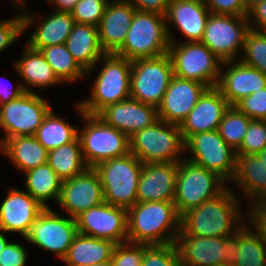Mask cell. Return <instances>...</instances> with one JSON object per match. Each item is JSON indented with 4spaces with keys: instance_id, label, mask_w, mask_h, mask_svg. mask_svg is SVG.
Masks as SVG:
<instances>
[{
    "instance_id": "6da1fadb",
    "label": "cell",
    "mask_w": 266,
    "mask_h": 266,
    "mask_svg": "<svg viewBox=\"0 0 266 266\" xmlns=\"http://www.w3.org/2000/svg\"><path fill=\"white\" fill-rule=\"evenodd\" d=\"M180 220L174 201L137 202L127 209V241L147 245L175 243Z\"/></svg>"
},
{
    "instance_id": "7a4b0ae2",
    "label": "cell",
    "mask_w": 266,
    "mask_h": 266,
    "mask_svg": "<svg viewBox=\"0 0 266 266\" xmlns=\"http://www.w3.org/2000/svg\"><path fill=\"white\" fill-rule=\"evenodd\" d=\"M236 197L227 187L216 198L188 210L181 215L179 234L201 237L232 235L242 227L239 222L243 218Z\"/></svg>"
},
{
    "instance_id": "3957f363",
    "label": "cell",
    "mask_w": 266,
    "mask_h": 266,
    "mask_svg": "<svg viewBox=\"0 0 266 266\" xmlns=\"http://www.w3.org/2000/svg\"><path fill=\"white\" fill-rule=\"evenodd\" d=\"M104 65L93 82L91 97L79 102L85 114L97 115L105 107L130 98L132 61L106 53Z\"/></svg>"
},
{
    "instance_id": "277c9868",
    "label": "cell",
    "mask_w": 266,
    "mask_h": 266,
    "mask_svg": "<svg viewBox=\"0 0 266 266\" xmlns=\"http://www.w3.org/2000/svg\"><path fill=\"white\" fill-rule=\"evenodd\" d=\"M169 44L165 16L136 10L123 45L114 54L131 61L153 58L167 54Z\"/></svg>"
},
{
    "instance_id": "5b68a950",
    "label": "cell",
    "mask_w": 266,
    "mask_h": 266,
    "mask_svg": "<svg viewBox=\"0 0 266 266\" xmlns=\"http://www.w3.org/2000/svg\"><path fill=\"white\" fill-rule=\"evenodd\" d=\"M130 153L143 164L180 162L185 141L178 124L158 120L129 138Z\"/></svg>"
},
{
    "instance_id": "8992f818",
    "label": "cell",
    "mask_w": 266,
    "mask_h": 266,
    "mask_svg": "<svg viewBox=\"0 0 266 266\" xmlns=\"http://www.w3.org/2000/svg\"><path fill=\"white\" fill-rule=\"evenodd\" d=\"M143 163L132 153L98 164L104 201L114 206L130 208L137 203V187Z\"/></svg>"
},
{
    "instance_id": "52a82bcc",
    "label": "cell",
    "mask_w": 266,
    "mask_h": 266,
    "mask_svg": "<svg viewBox=\"0 0 266 266\" xmlns=\"http://www.w3.org/2000/svg\"><path fill=\"white\" fill-rule=\"evenodd\" d=\"M76 107L86 122L84 128L78 129V138L83 159L89 168L130 152L129 138L123 132L107 125L97 115L85 114L79 103Z\"/></svg>"
},
{
    "instance_id": "ba28073f",
    "label": "cell",
    "mask_w": 266,
    "mask_h": 266,
    "mask_svg": "<svg viewBox=\"0 0 266 266\" xmlns=\"http://www.w3.org/2000/svg\"><path fill=\"white\" fill-rule=\"evenodd\" d=\"M227 183L217 173L188 160L179 162L174 204L181 216L188 210L216 198Z\"/></svg>"
},
{
    "instance_id": "9c48e42d",
    "label": "cell",
    "mask_w": 266,
    "mask_h": 266,
    "mask_svg": "<svg viewBox=\"0 0 266 266\" xmlns=\"http://www.w3.org/2000/svg\"><path fill=\"white\" fill-rule=\"evenodd\" d=\"M168 53L174 76L198 81L208 88L217 86L222 61L206 45L196 41L170 42Z\"/></svg>"
},
{
    "instance_id": "30bf717a",
    "label": "cell",
    "mask_w": 266,
    "mask_h": 266,
    "mask_svg": "<svg viewBox=\"0 0 266 266\" xmlns=\"http://www.w3.org/2000/svg\"><path fill=\"white\" fill-rule=\"evenodd\" d=\"M173 76V64L169 53L133 60L130 98L158 108Z\"/></svg>"
},
{
    "instance_id": "8fae6325",
    "label": "cell",
    "mask_w": 266,
    "mask_h": 266,
    "mask_svg": "<svg viewBox=\"0 0 266 266\" xmlns=\"http://www.w3.org/2000/svg\"><path fill=\"white\" fill-rule=\"evenodd\" d=\"M49 104L39 93L24 92L17 99L0 105V126L5 133L0 145L9 138L34 136L52 109Z\"/></svg>"
},
{
    "instance_id": "7c38bea8",
    "label": "cell",
    "mask_w": 266,
    "mask_h": 266,
    "mask_svg": "<svg viewBox=\"0 0 266 266\" xmlns=\"http://www.w3.org/2000/svg\"><path fill=\"white\" fill-rule=\"evenodd\" d=\"M192 157L188 161L217 173L225 181H231L236 172L237 154L218 130L192 135L185 142V151Z\"/></svg>"
},
{
    "instance_id": "4fadbf2b",
    "label": "cell",
    "mask_w": 266,
    "mask_h": 266,
    "mask_svg": "<svg viewBox=\"0 0 266 266\" xmlns=\"http://www.w3.org/2000/svg\"><path fill=\"white\" fill-rule=\"evenodd\" d=\"M249 29L247 16L210 13L200 42L222 62L233 61L239 51H243L244 38Z\"/></svg>"
},
{
    "instance_id": "5bb4252c",
    "label": "cell",
    "mask_w": 266,
    "mask_h": 266,
    "mask_svg": "<svg viewBox=\"0 0 266 266\" xmlns=\"http://www.w3.org/2000/svg\"><path fill=\"white\" fill-rule=\"evenodd\" d=\"M77 234L76 219L61 217L49 207L31 224L25 239L43 250L54 253L62 261Z\"/></svg>"
},
{
    "instance_id": "9a60e30c",
    "label": "cell",
    "mask_w": 266,
    "mask_h": 266,
    "mask_svg": "<svg viewBox=\"0 0 266 266\" xmlns=\"http://www.w3.org/2000/svg\"><path fill=\"white\" fill-rule=\"evenodd\" d=\"M78 233L112 242H127V209L105 201L76 218Z\"/></svg>"
},
{
    "instance_id": "2e32d148",
    "label": "cell",
    "mask_w": 266,
    "mask_h": 266,
    "mask_svg": "<svg viewBox=\"0 0 266 266\" xmlns=\"http://www.w3.org/2000/svg\"><path fill=\"white\" fill-rule=\"evenodd\" d=\"M104 202L100 177L94 168L62 181L58 204L69 217L76 219L86 210Z\"/></svg>"
},
{
    "instance_id": "e0dca14e",
    "label": "cell",
    "mask_w": 266,
    "mask_h": 266,
    "mask_svg": "<svg viewBox=\"0 0 266 266\" xmlns=\"http://www.w3.org/2000/svg\"><path fill=\"white\" fill-rule=\"evenodd\" d=\"M231 105L217 87H210L179 125L184 141L192 135L218 130L225 112Z\"/></svg>"
},
{
    "instance_id": "ac0fdd59",
    "label": "cell",
    "mask_w": 266,
    "mask_h": 266,
    "mask_svg": "<svg viewBox=\"0 0 266 266\" xmlns=\"http://www.w3.org/2000/svg\"><path fill=\"white\" fill-rule=\"evenodd\" d=\"M97 116L128 138L159 120L158 108L132 98L105 107Z\"/></svg>"
},
{
    "instance_id": "d6986e66",
    "label": "cell",
    "mask_w": 266,
    "mask_h": 266,
    "mask_svg": "<svg viewBox=\"0 0 266 266\" xmlns=\"http://www.w3.org/2000/svg\"><path fill=\"white\" fill-rule=\"evenodd\" d=\"M207 88L198 81L173 76L158 107L159 120L180 125Z\"/></svg>"
},
{
    "instance_id": "ffe728a7",
    "label": "cell",
    "mask_w": 266,
    "mask_h": 266,
    "mask_svg": "<svg viewBox=\"0 0 266 266\" xmlns=\"http://www.w3.org/2000/svg\"><path fill=\"white\" fill-rule=\"evenodd\" d=\"M44 209L27 191L10 188L0 205V230L3 233L18 232L25 238L31 224Z\"/></svg>"
},
{
    "instance_id": "44dd1931",
    "label": "cell",
    "mask_w": 266,
    "mask_h": 266,
    "mask_svg": "<svg viewBox=\"0 0 266 266\" xmlns=\"http://www.w3.org/2000/svg\"><path fill=\"white\" fill-rule=\"evenodd\" d=\"M179 162L143 164L137 202L174 201Z\"/></svg>"
},
{
    "instance_id": "7402d4cb",
    "label": "cell",
    "mask_w": 266,
    "mask_h": 266,
    "mask_svg": "<svg viewBox=\"0 0 266 266\" xmlns=\"http://www.w3.org/2000/svg\"><path fill=\"white\" fill-rule=\"evenodd\" d=\"M236 61L222 62L223 66L228 65L229 68L223 73V69L220 70V77L216 86L231 106H234L242 98L266 87V75L264 73L240 60L236 59Z\"/></svg>"
},
{
    "instance_id": "603a6c76",
    "label": "cell",
    "mask_w": 266,
    "mask_h": 266,
    "mask_svg": "<svg viewBox=\"0 0 266 266\" xmlns=\"http://www.w3.org/2000/svg\"><path fill=\"white\" fill-rule=\"evenodd\" d=\"M210 13L203 0H169L165 20L170 42H174L169 30L171 23L187 42H200Z\"/></svg>"
},
{
    "instance_id": "cb8c5ba5",
    "label": "cell",
    "mask_w": 266,
    "mask_h": 266,
    "mask_svg": "<svg viewBox=\"0 0 266 266\" xmlns=\"http://www.w3.org/2000/svg\"><path fill=\"white\" fill-rule=\"evenodd\" d=\"M136 10L127 0L108 2L98 25L99 41L105 53H115L123 45Z\"/></svg>"
},
{
    "instance_id": "d4e9b609",
    "label": "cell",
    "mask_w": 266,
    "mask_h": 266,
    "mask_svg": "<svg viewBox=\"0 0 266 266\" xmlns=\"http://www.w3.org/2000/svg\"><path fill=\"white\" fill-rule=\"evenodd\" d=\"M182 266L223 264V237L178 234L175 242Z\"/></svg>"
},
{
    "instance_id": "484cf974",
    "label": "cell",
    "mask_w": 266,
    "mask_h": 266,
    "mask_svg": "<svg viewBox=\"0 0 266 266\" xmlns=\"http://www.w3.org/2000/svg\"><path fill=\"white\" fill-rule=\"evenodd\" d=\"M65 45L68 51L86 71L91 73L106 53L99 41L98 26L74 23Z\"/></svg>"
},
{
    "instance_id": "4316f807",
    "label": "cell",
    "mask_w": 266,
    "mask_h": 266,
    "mask_svg": "<svg viewBox=\"0 0 266 266\" xmlns=\"http://www.w3.org/2000/svg\"><path fill=\"white\" fill-rule=\"evenodd\" d=\"M116 243L78 233L62 259L67 266H91L111 261Z\"/></svg>"
},
{
    "instance_id": "83f0119b",
    "label": "cell",
    "mask_w": 266,
    "mask_h": 266,
    "mask_svg": "<svg viewBox=\"0 0 266 266\" xmlns=\"http://www.w3.org/2000/svg\"><path fill=\"white\" fill-rule=\"evenodd\" d=\"M24 48L26 49H24L21 58L14 65L20 77L25 81L21 84L25 92L35 93L28 85L45 88L61 83L40 51L34 50L28 45Z\"/></svg>"
},
{
    "instance_id": "f1b7e54d",
    "label": "cell",
    "mask_w": 266,
    "mask_h": 266,
    "mask_svg": "<svg viewBox=\"0 0 266 266\" xmlns=\"http://www.w3.org/2000/svg\"><path fill=\"white\" fill-rule=\"evenodd\" d=\"M232 180L251 202L266 199V164L258 154L237 155L236 172Z\"/></svg>"
},
{
    "instance_id": "f546056e",
    "label": "cell",
    "mask_w": 266,
    "mask_h": 266,
    "mask_svg": "<svg viewBox=\"0 0 266 266\" xmlns=\"http://www.w3.org/2000/svg\"><path fill=\"white\" fill-rule=\"evenodd\" d=\"M0 150L23 173L47 164L48 151L34 136H17L6 139Z\"/></svg>"
},
{
    "instance_id": "4dcf8cb0",
    "label": "cell",
    "mask_w": 266,
    "mask_h": 266,
    "mask_svg": "<svg viewBox=\"0 0 266 266\" xmlns=\"http://www.w3.org/2000/svg\"><path fill=\"white\" fill-rule=\"evenodd\" d=\"M74 23L71 12L54 10L37 24L39 26L31 34L27 45L40 51L47 46L65 44Z\"/></svg>"
},
{
    "instance_id": "1f68e13d",
    "label": "cell",
    "mask_w": 266,
    "mask_h": 266,
    "mask_svg": "<svg viewBox=\"0 0 266 266\" xmlns=\"http://www.w3.org/2000/svg\"><path fill=\"white\" fill-rule=\"evenodd\" d=\"M27 192L45 208L48 200L58 202L62 180L56 172L47 164L38 166L24 172Z\"/></svg>"
},
{
    "instance_id": "d6a6232c",
    "label": "cell",
    "mask_w": 266,
    "mask_h": 266,
    "mask_svg": "<svg viewBox=\"0 0 266 266\" xmlns=\"http://www.w3.org/2000/svg\"><path fill=\"white\" fill-rule=\"evenodd\" d=\"M47 163L62 181L71 179L88 168L78 136L72 142L49 151Z\"/></svg>"
},
{
    "instance_id": "836d02e7",
    "label": "cell",
    "mask_w": 266,
    "mask_h": 266,
    "mask_svg": "<svg viewBox=\"0 0 266 266\" xmlns=\"http://www.w3.org/2000/svg\"><path fill=\"white\" fill-rule=\"evenodd\" d=\"M77 136L78 127L72 126L60 116H56L52 109L34 135L48 152L72 142Z\"/></svg>"
},
{
    "instance_id": "e575fe53",
    "label": "cell",
    "mask_w": 266,
    "mask_h": 266,
    "mask_svg": "<svg viewBox=\"0 0 266 266\" xmlns=\"http://www.w3.org/2000/svg\"><path fill=\"white\" fill-rule=\"evenodd\" d=\"M40 52L61 82H75L86 75L65 44L47 46Z\"/></svg>"
},
{
    "instance_id": "d590c367",
    "label": "cell",
    "mask_w": 266,
    "mask_h": 266,
    "mask_svg": "<svg viewBox=\"0 0 266 266\" xmlns=\"http://www.w3.org/2000/svg\"><path fill=\"white\" fill-rule=\"evenodd\" d=\"M238 250L233 266H266V243L249 225L238 230Z\"/></svg>"
},
{
    "instance_id": "8d00e7d4",
    "label": "cell",
    "mask_w": 266,
    "mask_h": 266,
    "mask_svg": "<svg viewBox=\"0 0 266 266\" xmlns=\"http://www.w3.org/2000/svg\"><path fill=\"white\" fill-rule=\"evenodd\" d=\"M251 120L235 106H230L219 124L218 132L224 141L237 151L241 147Z\"/></svg>"
},
{
    "instance_id": "74e56055",
    "label": "cell",
    "mask_w": 266,
    "mask_h": 266,
    "mask_svg": "<svg viewBox=\"0 0 266 266\" xmlns=\"http://www.w3.org/2000/svg\"><path fill=\"white\" fill-rule=\"evenodd\" d=\"M243 52L240 61L266 75V32L250 28L244 38Z\"/></svg>"
},
{
    "instance_id": "f35d334b",
    "label": "cell",
    "mask_w": 266,
    "mask_h": 266,
    "mask_svg": "<svg viewBox=\"0 0 266 266\" xmlns=\"http://www.w3.org/2000/svg\"><path fill=\"white\" fill-rule=\"evenodd\" d=\"M141 266H182L176 244H144V256Z\"/></svg>"
},
{
    "instance_id": "ab89813d",
    "label": "cell",
    "mask_w": 266,
    "mask_h": 266,
    "mask_svg": "<svg viewBox=\"0 0 266 266\" xmlns=\"http://www.w3.org/2000/svg\"><path fill=\"white\" fill-rule=\"evenodd\" d=\"M34 20L32 14L19 12L13 19L0 21V53L14 43L28 27H31Z\"/></svg>"
},
{
    "instance_id": "60d3db41",
    "label": "cell",
    "mask_w": 266,
    "mask_h": 266,
    "mask_svg": "<svg viewBox=\"0 0 266 266\" xmlns=\"http://www.w3.org/2000/svg\"><path fill=\"white\" fill-rule=\"evenodd\" d=\"M266 148V120H251L237 155L258 154Z\"/></svg>"
},
{
    "instance_id": "b9f144b4",
    "label": "cell",
    "mask_w": 266,
    "mask_h": 266,
    "mask_svg": "<svg viewBox=\"0 0 266 266\" xmlns=\"http://www.w3.org/2000/svg\"><path fill=\"white\" fill-rule=\"evenodd\" d=\"M109 0H79L71 15L76 23L98 26Z\"/></svg>"
},
{
    "instance_id": "7bdbcfd3",
    "label": "cell",
    "mask_w": 266,
    "mask_h": 266,
    "mask_svg": "<svg viewBox=\"0 0 266 266\" xmlns=\"http://www.w3.org/2000/svg\"><path fill=\"white\" fill-rule=\"evenodd\" d=\"M144 244L124 242L115 246L111 262L113 266H141Z\"/></svg>"
},
{
    "instance_id": "ee69618b",
    "label": "cell",
    "mask_w": 266,
    "mask_h": 266,
    "mask_svg": "<svg viewBox=\"0 0 266 266\" xmlns=\"http://www.w3.org/2000/svg\"><path fill=\"white\" fill-rule=\"evenodd\" d=\"M234 106L253 120H266V87L242 98Z\"/></svg>"
},
{
    "instance_id": "f6af8a7d",
    "label": "cell",
    "mask_w": 266,
    "mask_h": 266,
    "mask_svg": "<svg viewBox=\"0 0 266 266\" xmlns=\"http://www.w3.org/2000/svg\"><path fill=\"white\" fill-rule=\"evenodd\" d=\"M211 13L233 16H248L242 0H203Z\"/></svg>"
},
{
    "instance_id": "bcb514c9",
    "label": "cell",
    "mask_w": 266,
    "mask_h": 266,
    "mask_svg": "<svg viewBox=\"0 0 266 266\" xmlns=\"http://www.w3.org/2000/svg\"><path fill=\"white\" fill-rule=\"evenodd\" d=\"M250 211L247 212L246 221L266 243V199L253 200ZM248 219V220H247Z\"/></svg>"
},
{
    "instance_id": "7dc6e473",
    "label": "cell",
    "mask_w": 266,
    "mask_h": 266,
    "mask_svg": "<svg viewBox=\"0 0 266 266\" xmlns=\"http://www.w3.org/2000/svg\"><path fill=\"white\" fill-rule=\"evenodd\" d=\"M27 251L19 243L9 242L0 253V266H25Z\"/></svg>"
},
{
    "instance_id": "c3c4849f",
    "label": "cell",
    "mask_w": 266,
    "mask_h": 266,
    "mask_svg": "<svg viewBox=\"0 0 266 266\" xmlns=\"http://www.w3.org/2000/svg\"><path fill=\"white\" fill-rule=\"evenodd\" d=\"M247 18L251 29L266 32V0H262L249 9Z\"/></svg>"
},
{
    "instance_id": "681fc988",
    "label": "cell",
    "mask_w": 266,
    "mask_h": 266,
    "mask_svg": "<svg viewBox=\"0 0 266 266\" xmlns=\"http://www.w3.org/2000/svg\"><path fill=\"white\" fill-rule=\"evenodd\" d=\"M138 11L155 13L165 16L169 5V0H127Z\"/></svg>"
},
{
    "instance_id": "f907efd6",
    "label": "cell",
    "mask_w": 266,
    "mask_h": 266,
    "mask_svg": "<svg viewBox=\"0 0 266 266\" xmlns=\"http://www.w3.org/2000/svg\"><path fill=\"white\" fill-rule=\"evenodd\" d=\"M223 264L234 265L238 257V231L223 237Z\"/></svg>"
},
{
    "instance_id": "816d5d0a",
    "label": "cell",
    "mask_w": 266,
    "mask_h": 266,
    "mask_svg": "<svg viewBox=\"0 0 266 266\" xmlns=\"http://www.w3.org/2000/svg\"><path fill=\"white\" fill-rule=\"evenodd\" d=\"M9 90L6 89V87L3 88L0 86V105L7 103L11 100L17 99L19 96H21L25 92L21 84L20 85L18 84L15 86L14 89H11L10 91Z\"/></svg>"
},
{
    "instance_id": "f5cc1de1",
    "label": "cell",
    "mask_w": 266,
    "mask_h": 266,
    "mask_svg": "<svg viewBox=\"0 0 266 266\" xmlns=\"http://www.w3.org/2000/svg\"><path fill=\"white\" fill-rule=\"evenodd\" d=\"M79 0H49L56 7L55 11L71 12Z\"/></svg>"
},
{
    "instance_id": "db71d44e",
    "label": "cell",
    "mask_w": 266,
    "mask_h": 266,
    "mask_svg": "<svg viewBox=\"0 0 266 266\" xmlns=\"http://www.w3.org/2000/svg\"><path fill=\"white\" fill-rule=\"evenodd\" d=\"M2 230H0V253L3 251V249L6 247V245L9 243L8 239L4 234H2Z\"/></svg>"
},
{
    "instance_id": "11a10c76",
    "label": "cell",
    "mask_w": 266,
    "mask_h": 266,
    "mask_svg": "<svg viewBox=\"0 0 266 266\" xmlns=\"http://www.w3.org/2000/svg\"><path fill=\"white\" fill-rule=\"evenodd\" d=\"M262 0H242L245 8L247 10L251 9L255 4L261 2Z\"/></svg>"
},
{
    "instance_id": "9f6ffc18",
    "label": "cell",
    "mask_w": 266,
    "mask_h": 266,
    "mask_svg": "<svg viewBox=\"0 0 266 266\" xmlns=\"http://www.w3.org/2000/svg\"><path fill=\"white\" fill-rule=\"evenodd\" d=\"M258 155L262 160H264V163L266 164V148L262 152L258 153Z\"/></svg>"
},
{
    "instance_id": "6f0895ef",
    "label": "cell",
    "mask_w": 266,
    "mask_h": 266,
    "mask_svg": "<svg viewBox=\"0 0 266 266\" xmlns=\"http://www.w3.org/2000/svg\"><path fill=\"white\" fill-rule=\"evenodd\" d=\"M15 3H16V8H17V10L20 8L21 9V7L23 6L22 4L24 3V1L23 0H13ZM47 1H49V0H47ZM19 7V8H18Z\"/></svg>"
},
{
    "instance_id": "680465c9",
    "label": "cell",
    "mask_w": 266,
    "mask_h": 266,
    "mask_svg": "<svg viewBox=\"0 0 266 266\" xmlns=\"http://www.w3.org/2000/svg\"><path fill=\"white\" fill-rule=\"evenodd\" d=\"M91 266H113L111 261L101 263V264H96V265H91Z\"/></svg>"
},
{
    "instance_id": "91938a15",
    "label": "cell",
    "mask_w": 266,
    "mask_h": 266,
    "mask_svg": "<svg viewBox=\"0 0 266 266\" xmlns=\"http://www.w3.org/2000/svg\"><path fill=\"white\" fill-rule=\"evenodd\" d=\"M217 266H233V265L221 264V265H217Z\"/></svg>"
}]
</instances>
